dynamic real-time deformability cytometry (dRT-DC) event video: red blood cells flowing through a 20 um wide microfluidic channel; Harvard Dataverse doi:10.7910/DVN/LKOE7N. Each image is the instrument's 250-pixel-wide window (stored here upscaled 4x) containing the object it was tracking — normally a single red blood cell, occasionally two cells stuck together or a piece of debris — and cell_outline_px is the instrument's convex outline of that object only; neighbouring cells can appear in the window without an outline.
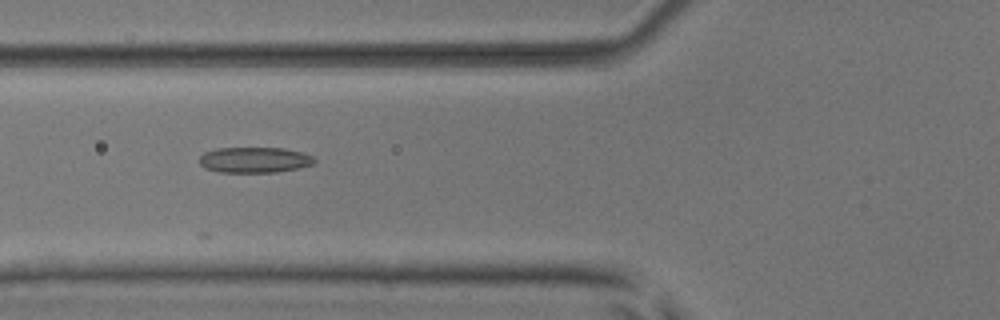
{"species": "common noctule bat (a hibernating species)", "species_latin": "Nyctalus noctula", "temperature_condition": "room temperature", "stored_images_in_passage": 12, "camera_frame_rate_fps": 3000, "um_per_image_px": 0.085, "animal": {"sex": "male", "body_mass_g": 17.9, "forearm_length_mm": 54.2}, "frame": {"image": 1, "passage_image": 3, "time_ms": 0.667, "image_size_px": [1000, 320], "cell_outline_px": [[316, 160], [312, 164], [300, 168], [276, 172], [220, 172], [204, 168], [200, 164], [200, 156], [204, 152], [216, 148], [284, 148], [304, 152], [312, 156]], "centroid_in_image_um": [21.64, 13.59], "position_along_channel_um": 104.2, "area_um2": 17.28}}
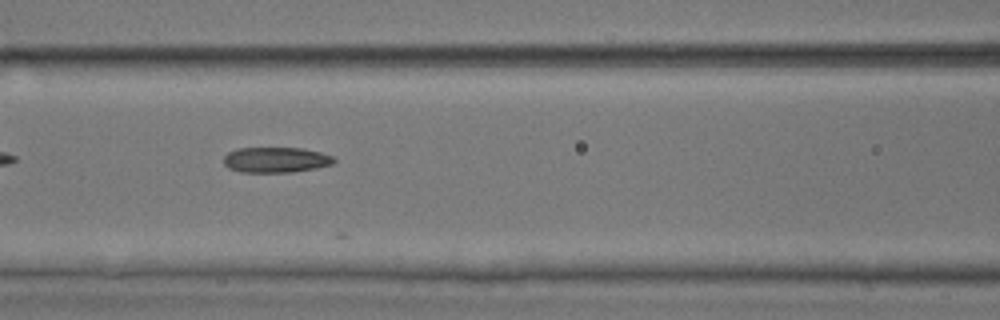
{"frame": {"image": 2, "passage_image": 6, "time_ms": 1.667, "image_size_px": [1000, 320], "cell_outline_px": [[336, 160], [332, 164], [316, 168], [292, 172], [240, 172], [228, 168], [224, 164], [224, 156], [228, 152], [236, 148], [300, 148], [320, 152], [332, 156]], "centroid_in_image_um": [23.42, 13.59], "position_along_channel_um": 143.2, "area_um2": 16.36}}
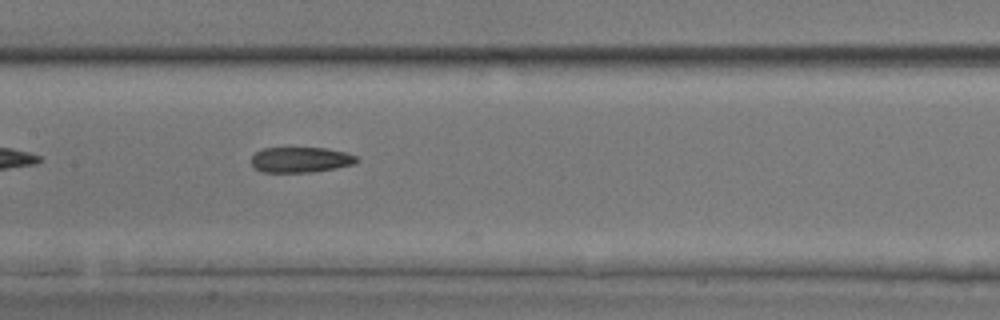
{"frame": {"image": 3, "passage_image": 9, "time_ms": 2.667, "image_size_px": [1000, 320], "cell_outline_px": [[360, 160], [356, 164], [336, 168], [312, 172], [260, 172], [252, 164], [252, 156], [256, 152], [264, 148], [324, 148], [344, 152], [356, 156]], "centroid_in_image_um": [25.58, 13.58], "position_along_channel_um": 181.8, "area_um2": 15.61}}